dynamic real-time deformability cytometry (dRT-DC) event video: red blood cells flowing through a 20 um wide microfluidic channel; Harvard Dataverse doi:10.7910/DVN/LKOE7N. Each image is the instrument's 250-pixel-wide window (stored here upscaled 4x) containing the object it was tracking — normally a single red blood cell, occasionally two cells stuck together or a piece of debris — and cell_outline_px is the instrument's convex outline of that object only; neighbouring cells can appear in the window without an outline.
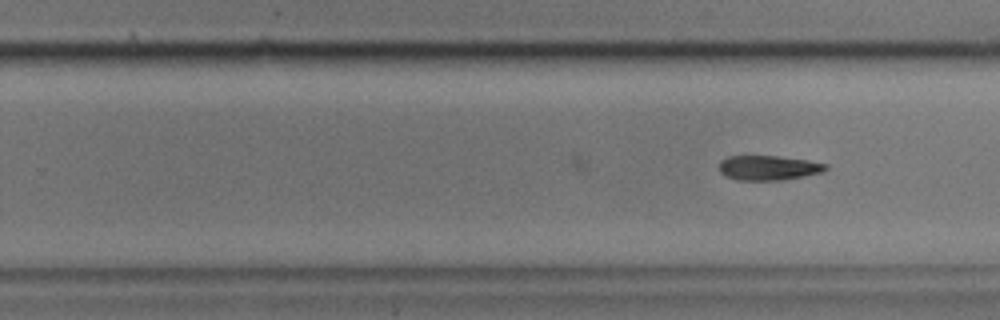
{"species": "common noctule bat (a hibernating species)", "species_latin": "Nyctalus noctula", "temperature_condition": "cold", "stored_images_in_passage": 28, "camera_frame_rate_fps": 3000, "um_per_image_px": 0.085, "animal": {"sex": "male", "body_mass_g": 17.9}, "frame": {"image": 1, "passage_image": 28, "time_ms": 9.0, "image_size_px": [1000, 320], "cell_outline_px": [[828, 168], [820, 172], [780, 180], [736, 180], [724, 176], [720, 172], [720, 160], [728, 156], [776, 156], [808, 160], [828, 164]], "centroid_in_image_um": [65.27, 14.26], "position_along_channel_um": 264.5, "area_um2": 15.2}}